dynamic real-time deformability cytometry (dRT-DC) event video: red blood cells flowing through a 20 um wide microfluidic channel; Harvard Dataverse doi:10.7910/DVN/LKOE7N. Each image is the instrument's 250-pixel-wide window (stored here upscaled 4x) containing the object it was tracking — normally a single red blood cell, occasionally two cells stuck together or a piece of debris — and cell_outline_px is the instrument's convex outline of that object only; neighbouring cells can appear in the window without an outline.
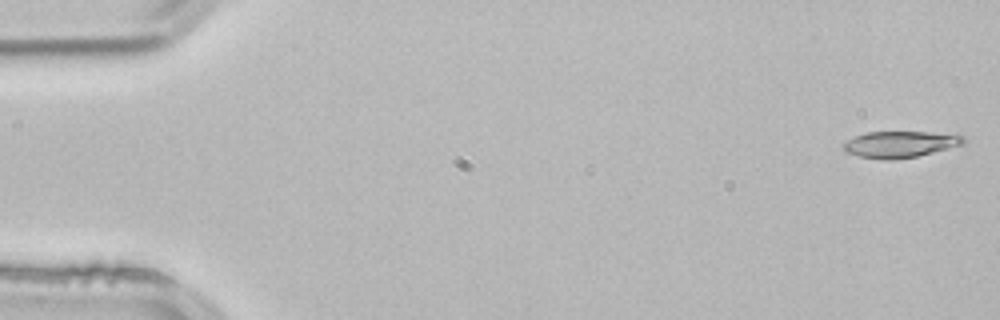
{"species": "common noctule bat (a hibernating species)", "species_latin": "Nyctalus noctula", "temperature_condition": "room temperature", "stored_images_in_passage": 4, "camera_frame_rate_fps": 3000, "um_per_image_px": 0.085, "animal": {"sex": "male", "body_mass_g": 21.5, "forearm_length_mm": 52.0}, "frame": {"image": 1, "passage_image": 1, "time_ms": 0.0, "image_size_px": [1000, 320], "cell_outline_px": [[964, 144], [916, 156], [892, 160], [884, 160], [860, 156], [844, 152], [840, 148], [848, 140], [856, 136], [868, 132], [928, 132], [964, 136]], "centroid_in_image_um": [76.45, 12.27], "position_along_channel_um": 8.5, "area_um2": 18.21}}
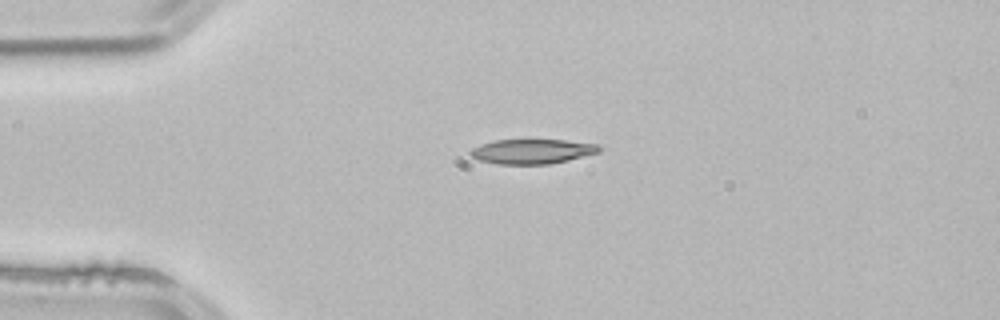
{"frame": {"image": 2, "passage_image": 3, "time_ms": 0.667, "image_size_px": [1000, 320], "cell_outline_px": [[600, 152], [568, 160], [548, 164], [496, 164], [480, 160], [472, 156], [468, 152], [472, 148], [480, 144], [496, 140], [564, 140], [600, 144]], "centroid_in_image_um": [45.24, 12.87], "position_along_channel_um": 39.8, "area_um2": 18.5}}
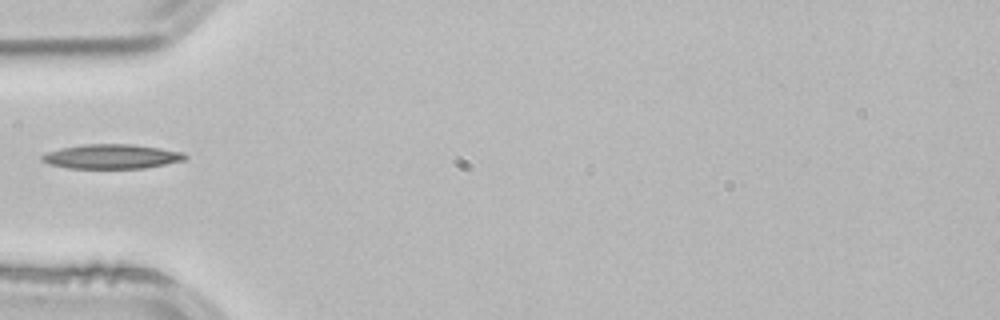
{"frame": {"image": 3, "passage_image": 4, "time_ms": 1.0, "image_size_px": [1000, 320], "cell_outline_px": [[188, 156], [184, 160], [144, 168], [68, 168], [48, 164], [40, 160], [40, 156], [44, 152], [60, 148], [84, 144], [132, 144], [160, 148], [184, 152]], "centroid_in_image_um": [9.43, 13.3], "position_along_channel_um": 75.6, "area_um2": 20.52}}